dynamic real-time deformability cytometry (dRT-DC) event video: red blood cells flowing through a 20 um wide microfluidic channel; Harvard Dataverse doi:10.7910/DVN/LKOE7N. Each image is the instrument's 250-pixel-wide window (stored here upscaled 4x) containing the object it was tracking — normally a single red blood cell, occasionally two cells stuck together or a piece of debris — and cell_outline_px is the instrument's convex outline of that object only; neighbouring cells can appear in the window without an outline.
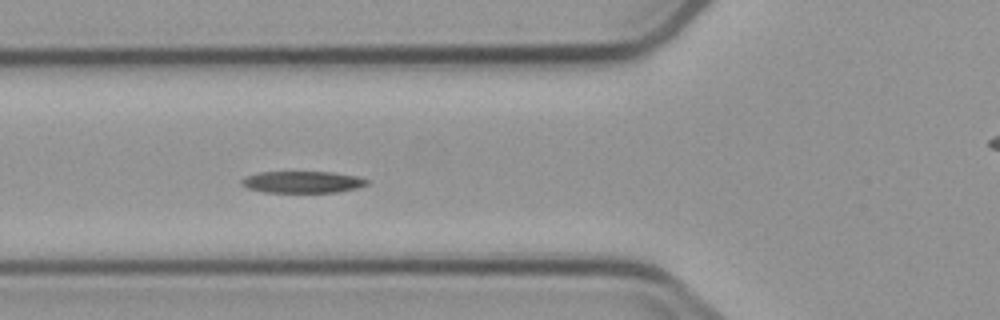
{"species": "common noctule bat (a hibernating species)", "species_latin": "Nyctalus noctula", "temperature_condition": "cold", "stored_images_in_passage": 5, "segment_of_instrument_passage": [1, 2], "camera_frame_rate_fps": 3000, "um_per_image_px": 0.085, "animal": {"sex": "male", "body_mass_g": 23.1, "forearm_length_mm": 52.7}, "frame": {"image": 1, "passage_image": 4, "time_ms": 3.333, "image_size_px": [1000, 320], "cell_outline_px": [[368, 184], [356, 188], [336, 192], [264, 192], [248, 188], [240, 184], [240, 180], [248, 176], [260, 172], [332, 172], [356, 176], [368, 180]], "centroid_in_image_um": [25.7, 15.47], "position_along_channel_um": 100.1, "area_um2": 15.72}}